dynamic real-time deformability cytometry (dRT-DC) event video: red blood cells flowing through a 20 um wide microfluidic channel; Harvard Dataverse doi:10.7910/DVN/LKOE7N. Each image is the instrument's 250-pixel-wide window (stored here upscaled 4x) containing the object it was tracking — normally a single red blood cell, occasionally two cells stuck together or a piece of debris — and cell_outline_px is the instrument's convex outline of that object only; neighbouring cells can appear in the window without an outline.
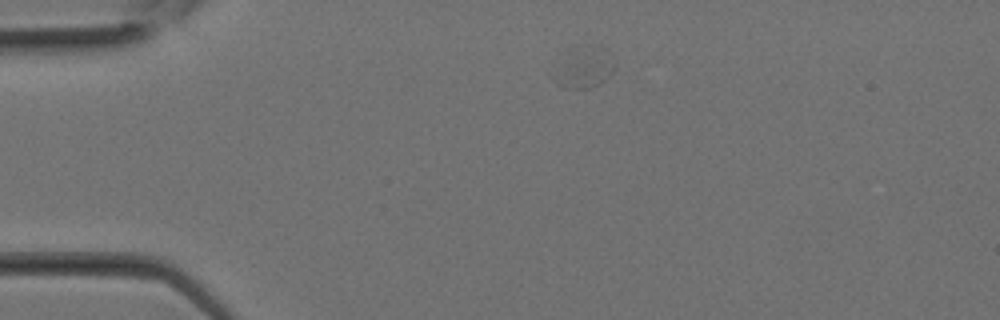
{"species": "Egyptian fruit bat (a non-hibernating species)", "species_latin": "Rousettus aegyptiacus", "temperature_condition": "room temperature", "stored_images_in_passage": 4, "segment_of_instrument_passage": [1, 2], "camera_frame_rate_fps": 3000, "um_per_image_px": 0.085, "animal": {"sex": "female"}, "frame": {"image": 1, "passage_image": 1, "time_ms": 0.0, "image_size_px": [1000, 320], "cell_outline_px": [[612, 72], [600, 84], [592, 88], [564, 88], [556, 84], [548, 76], [548, 72], [576, 44], [588, 44], [612, 68]], "centroid_in_image_um": [49.33, 5.84], "position_along_channel_um": 35.7, "area_um2": 13.87}}